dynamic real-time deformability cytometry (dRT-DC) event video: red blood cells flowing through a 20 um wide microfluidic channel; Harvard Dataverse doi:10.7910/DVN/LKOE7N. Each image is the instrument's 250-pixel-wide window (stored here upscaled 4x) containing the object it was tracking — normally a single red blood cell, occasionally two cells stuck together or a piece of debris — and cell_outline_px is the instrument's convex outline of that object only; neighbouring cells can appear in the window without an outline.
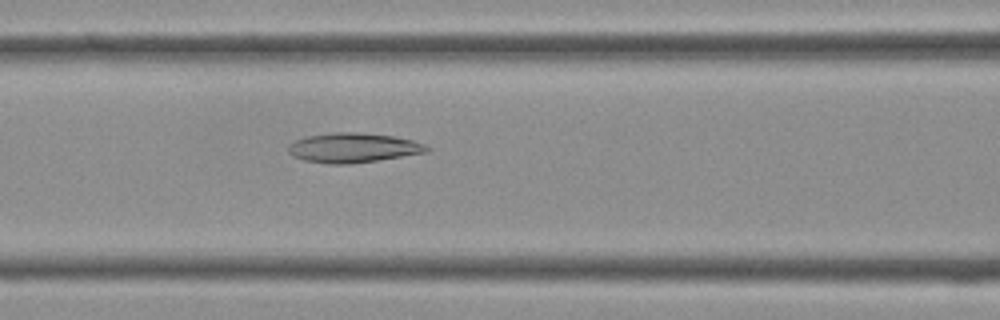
{"species": "Egyptian fruit bat (a non-hibernating species)", "species_latin": "Rousettus aegyptiacus", "temperature_condition": "cold", "stored_images_in_passage": 29, "camera_frame_rate_fps": 3000, "um_per_image_px": 0.085, "frame": {"image": 1, "passage_image": 5, "time_ms": 1.333, "image_size_px": [1000, 320], "cell_outline_px": [[432, 148], [428, 152], [376, 160], [348, 164], [328, 164], [304, 160], [292, 156], [288, 152], [288, 144], [304, 136], [332, 132], [360, 132], [392, 136], [412, 140], [424, 144]], "centroid_in_image_um": [29.98, 12.55], "position_along_channel_um": 136.6, "area_um2": 23.99}}
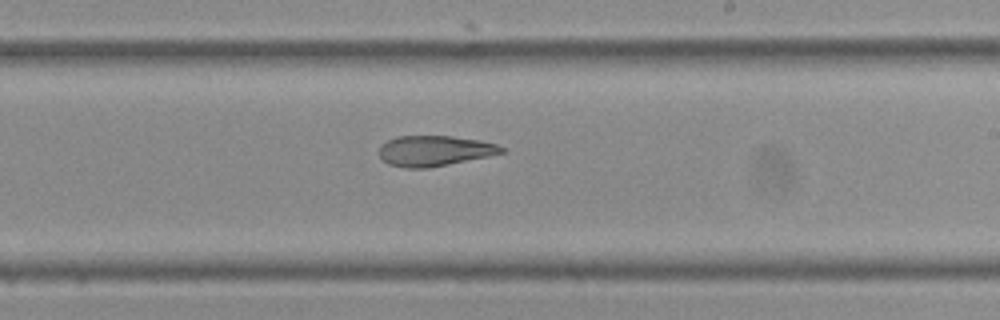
{"frame": {"image": 2, "passage_image": 12, "time_ms": 3.667, "image_size_px": [1000, 320], "cell_outline_px": [[508, 152], [428, 168], [404, 168], [388, 164], [380, 156], [380, 144], [396, 136], [452, 136], [480, 140], [496, 144], [504, 148]], "centroid_in_image_um": [36.94, 12.81], "position_along_channel_um": 252.1, "area_um2": 21.73}}
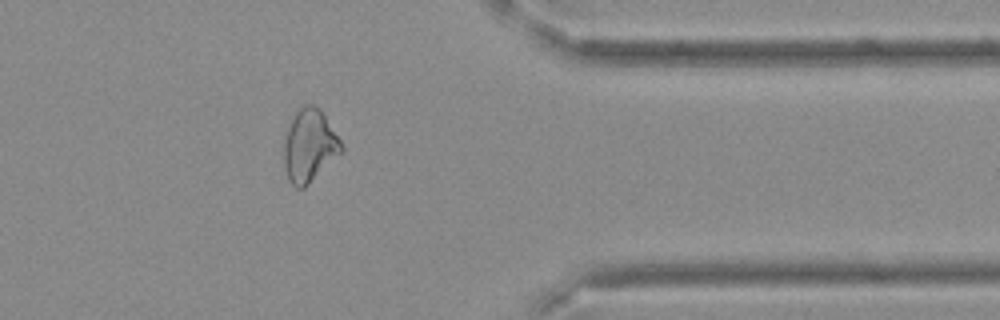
{"frame": {"image": 3, "passage_image": 21, "time_ms": 6.667, "image_size_px": [1000, 320], "cell_outline_px": [[344, 152], [304, 188], [296, 188], [288, 180], [284, 168], [284, 140], [288, 124], [296, 112], [304, 104], [312, 104], [320, 108], [340, 140], [344, 148]], "centroid_in_image_um": [26.3, 12.4], "position_along_channel_um": 385.1, "area_um2": 24.57}}